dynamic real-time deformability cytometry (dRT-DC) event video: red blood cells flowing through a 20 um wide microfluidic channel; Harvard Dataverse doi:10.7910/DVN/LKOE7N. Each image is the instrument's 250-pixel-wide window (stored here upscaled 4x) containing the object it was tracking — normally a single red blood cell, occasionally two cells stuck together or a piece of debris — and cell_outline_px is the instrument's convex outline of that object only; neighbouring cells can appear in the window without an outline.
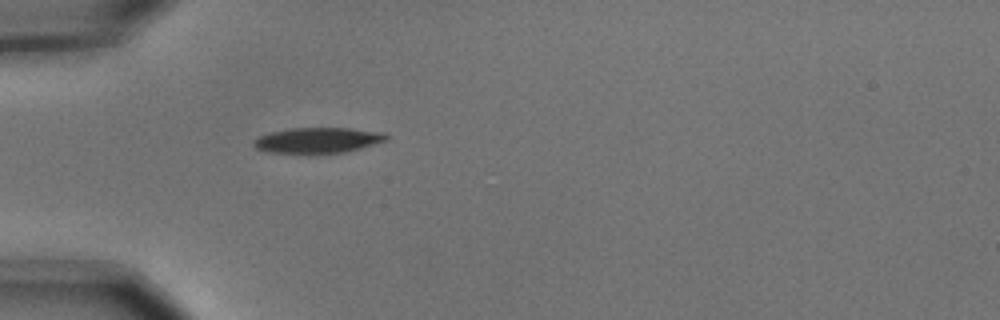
{"species": "common noctule bat (a hibernating species)", "species_latin": "Nyctalus noctula", "temperature_condition": "cold", "stored_images_in_passage": 5, "camera_frame_rate_fps": 3000, "um_per_image_px": 0.085, "animal": {"sex": "male", "body_mass_g": 15.6}, "frame": {"image": 1, "passage_image": 5, "time_ms": 1.333, "image_size_px": [1000, 320], "cell_outline_px": [[388, 140], [360, 148], [344, 152], [308, 156], [268, 152], [256, 148], [252, 144], [252, 140], [260, 136], [272, 132], [292, 128], [352, 128], [384, 132], [388, 136]], "centroid_in_image_um": [26.99, 11.96], "position_along_channel_um": 58.0, "area_um2": 20.46}}